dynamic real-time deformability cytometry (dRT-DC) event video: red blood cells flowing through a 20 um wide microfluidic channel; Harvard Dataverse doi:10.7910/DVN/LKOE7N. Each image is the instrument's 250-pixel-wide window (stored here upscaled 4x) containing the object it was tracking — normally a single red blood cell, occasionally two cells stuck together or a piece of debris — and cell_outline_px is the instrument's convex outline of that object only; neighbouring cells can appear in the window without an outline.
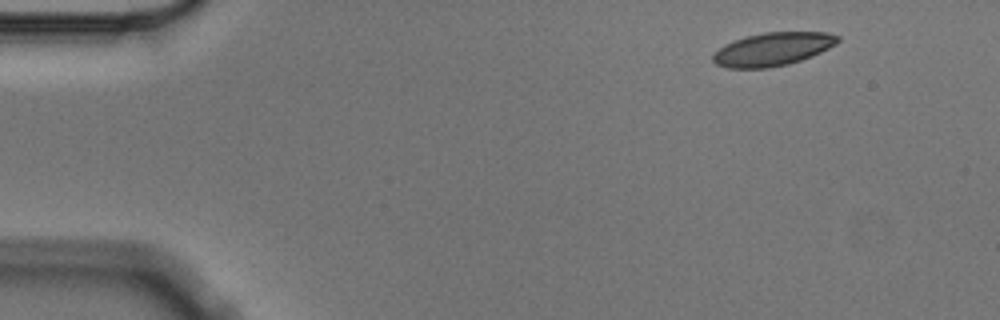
{"species": "Egyptian fruit bat (a non-hibernating species)", "species_latin": "Rousettus aegyptiacus", "temperature_condition": "cold", "stored_images_in_passage": 4, "camera_frame_rate_fps": 3000, "um_per_image_px": 0.085, "animal": {"sex": "male"}, "frame": {"image": 1, "passage_image": 1, "time_ms": 0.0, "image_size_px": [1000, 320], "cell_outline_px": [[840, 40], [836, 44], [812, 56], [788, 64], [768, 68], [728, 68], [716, 64], [712, 60], [712, 56], [724, 44], [748, 36], [764, 32], [828, 32], [840, 36]], "centroid_in_image_um": [65.7, 4.18], "position_along_channel_um": 19.3, "area_um2": 24.04}}